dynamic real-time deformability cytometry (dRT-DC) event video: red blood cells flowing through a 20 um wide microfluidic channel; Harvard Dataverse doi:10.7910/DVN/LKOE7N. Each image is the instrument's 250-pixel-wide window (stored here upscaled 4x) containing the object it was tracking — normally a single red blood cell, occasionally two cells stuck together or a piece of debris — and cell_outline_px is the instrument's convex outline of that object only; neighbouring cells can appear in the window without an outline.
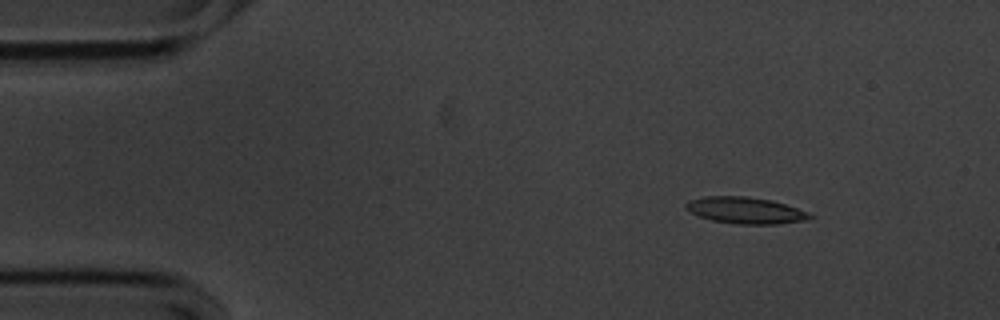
{"species": "common noctule bat (a hibernating species)", "species_latin": "Nyctalus noctula", "temperature_condition": "cold", "stored_images_in_passage": 54, "camera_frame_rate_fps": 3000, "um_per_image_px": 0.085, "animal": {"sex": "male", "body_mass_g": 20.1, "forearm_length_mm": 53.5}, "frame": {"image": 1, "passage_image": 6, "time_ms": 1.667, "image_size_px": [1000, 320], "cell_outline_px": [[816, 216], [804, 220], [776, 224], [736, 224], [712, 220], [700, 216], [684, 208], [684, 204], [688, 200], [704, 196], [748, 196], [772, 200], [808, 212]], "centroid_in_image_um": [63.34, 17.87], "position_along_channel_um": 21.7, "area_um2": 19.13}}
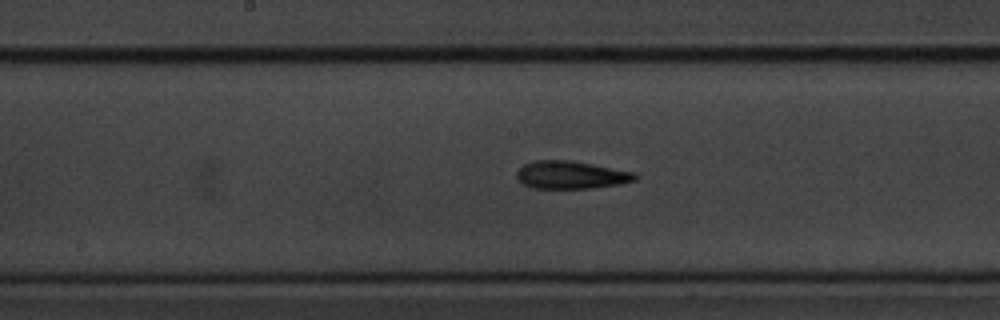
{"frame": {"image": 2, "passage_image": 27, "time_ms": 8.667, "image_size_px": [1000, 320], "cell_outline_px": [[636, 180], [620, 184], [592, 188], [532, 188], [524, 184], [516, 176], [516, 172], [524, 164], [536, 160], [572, 160], [636, 172]], "centroid_in_image_um": [48.55, 14.86], "position_along_channel_um": 199.6, "area_um2": 19.19}}
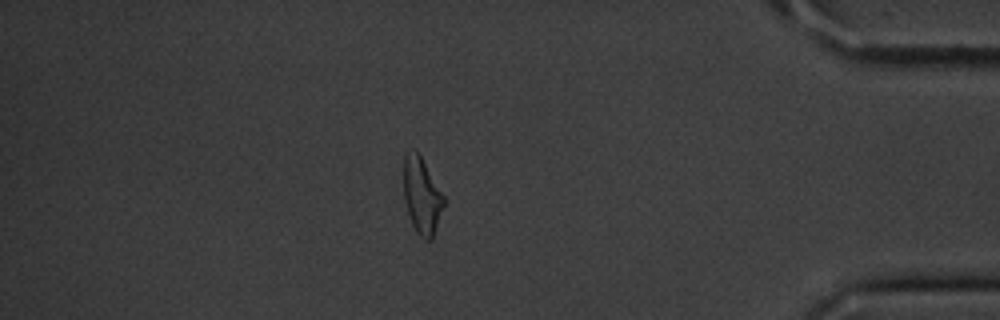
{"frame": {"image": 3, "passage_image": 47, "time_ms": 15.333, "image_size_px": [1000, 320], "cell_outline_px": [[444, 204], [432, 240], [424, 240], [416, 232], [412, 224], [404, 200], [404, 156], [412, 148], [420, 156], [444, 196]], "centroid_in_image_um": [35.84, 16.67], "position_along_channel_um": 399.4, "area_um2": 17.51}, "authors_computed_cell_mechanics": {"area_um2": 18.8717, "velocity_mm_per_s": 3.5676, "shape_relaxation_time_tau1_ms": 2.1435, "shape_relaxation_time_tau2_ms": 3.3846, "deformation_change_tau1": 0.1522, "deformation_change_tau2": 0.1454}}